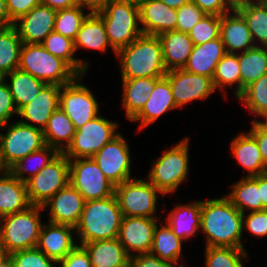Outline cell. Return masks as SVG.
<instances>
[{"mask_svg":"<svg viewBox=\"0 0 267 267\" xmlns=\"http://www.w3.org/2000/svg\"><path fill=\"white\" fill-rule=\"evenodd\" d=\"M242 225L243 214L226 196L201 201L200 229L206 233V247L245 249Z\"/></svg>","mask_w":267,"mask_h":267,"instance_id":"1","label":"cell"},{"mask_svg":"<svg viewBox=\"0 0 267 267\" xmlns=\"http://www.w3.org/2000/svg\"><path fill=\"white\" fill-rule=\"evenodd\" d=\"M121 64V78L165 77L162 43L158 36L141 34L116 52Z\"/></svg>","mask_w":267,"mask_h":267,"instance_id":"2","label":"cell"},{"mask_svg":"<svg viewBox=\"0 0 267 267\" xmlns=\"http://www.w3.org/2000/svg\"><path fill=\"white\" fill-rule=\"evenodd\" d=\"M123 215L114 195L86 201L75 227L81 246L84 243L118 238Z\"/></svg>","mask_w":267,"mask_h":267,"instance_id":"3","label":"cell"},{"mask_svg":"<svg viewBox=\"0 0 267 267\" xmlns=\"http://www.w3.org/2000/svg\"><path fill=\"white\" fill-rule=\"evenodd\" d=\"M97 14L104 22L107 37L114 53L143 34L141 27H138L140 12L137 4L123 0H110L104 9Z\"/></svg>","mask_w":267,"mask_h":267,"instance_id":"4","label":"cell"},{"mask_svg":"<svg viewBox=\"0 0 267 267\" xmlns=\"http://www.w3.org/2000/svg\"><path fill=\"white\" fill-rule=\"evenodd\" d=\"M43 206L31 205L26 210L0 218V244L11 254L18 250L36 248L43 224Z\"/></svg>","mask_w":267,"mask_h":267,"instance_id":"5","label":"cell"},{"mask_svg":"<svg viewBox=\"0 0 267 267\" xmlns=\"http://www.w3.org/2000/svg\"><path fill=\"white\" fill-rule=\"evenodd\" d=\"M18 69L47 84L60 86L78 76L65 61L49 53L41 44L22 43Z\"/></svg>","mask_w":267,"mask_h":267,"instance_id":"6","label":"cell"},{"mask_svg":"<svg viewBox=\"0 0 267 267\" xmlns=\"http://www.w3.org/2000/svg\"><path fill=\"white\" fill-rule=\"evenodd\" d=\"M189 139L184 138L170 150L162 153L157 161H152L153 166L146 178L161 193L175 192L179 185L187 178L189 171ZM164 194V195H163Z\"/></svg>","mask_w":267,"mask_h":267,"instance_id":"7","label":"cell"},{"mask_svg":"<svg viewBox=\"0 0 267 267\" xmlns=\"http://www.w3.org/2000/svg\"><path fill=\"white\" fill-rule=\"evenodd\" d=\"M69 175V158L59 153L40 172L26 181L30 204L43 206L69 184Z\"/></svg>","mask_w":267,"mask_h":267,"instance_id":"8","label":"cell"},{"mask_svg":"<svg viewBox=\"0 0 267 267\" xmlns=\"http://www.w3.org/2000/svg\"><path fill=\"white\" fill-rule=\"evenodd\" d=\"M46 146L43 131L20 121L7 127L6 134L0 133V157L8 170L17 161Z\"/></svg>","mask_w":267,"mask_h":267,"instance_id":"9","label":"cell"},{"mask_svg":"<svg viewBox=\"0 0 267 267\" xmlns=\"http://www.w3.org/2000/svg\"><path fill=\"white\" fill-rule=\"evenodd\" d=\"M117 127L116 122L98 115L76 130L71 144L63 154L69 159L92 157L120 134L116 133Z\"/></svg>","mask_w":267,"mask_h":267,"instance_id":"10","label":"cell"},{"mask_svg":"<svg viewBox=\"0 0 267 267\" xmlns=\"http://www.w3.org/2000/svg\"><path fill=\"white\" fill-rule=\"evenodd\" d=\"M157 193L162 194L150 181L129 179L115 187V196L124 217H155Z\"/></svg>","mask_w":267,"mask_h":267,"instance_id":"11","label":"cell"},{"mask_svg":"<svg viewBox=\"0 0 267 267\" xmlns=\"http://www.w3.org/2000/svg\"><path fill=\"white\" fill-rule=\"evenodd\" d=\"M69 183L85 201L108 198L114 195L115 186L106 178L92 157L69 159Z\"/></svg>","mask_w":267,"mask_h":267,"instance_id":"12","label":"cell"},{"mask_svg":"<svg viewBox=\"0 0 267 267\" xmlns=\"http://www.w3.org/2000/svg\"><path fill=\"white\" fill-rule=\"evenodd\" d=\"M81 75L61 86L59 107L67 114L75 129L98 116V103L87 86L79 83Z\"/></svg>","mask_w":267,"mask_h":267,"instance_id":"13","label":"cell"},{"mask_svg":"<svg viewBox=\"0 0 267 267\" xmlns=\"http://www.w3.org/2000/svg\"><path fill=\"white\" fill-rule=\"evenodd\" d=\"M92 158L115 187L131 179L129 146L121 134L105 144Z\"/></svg>","mask_w":267,"mask_h":267,"instance_id":"14","label":"cell"},{"mask_svg":"<svg viewBox=\"0 0 267 267\" xmlns=\"http://www.w3.org/2000/svg\"><path fill=\"white\" fill-rule=\"evenodd\" d=\"M165 77L170 82L177 108L193 100H204L216 89L212 78L190 73L185 69L167 71Z\"/></svg>","mask_w":267,"mask_h":267,"instance_id":"15","label":"cell"},{"mask_svg":"<svg viewBox=\"0 0 267 267\" xmlns=\"http://www.w3.org/2000/svg\"><path fill=\"white\" fill-rule=\"evenodd\" d=\"M157 220L158 218L123 216L118 240L130 256L132 251L136 254L150 253Z\"/></svg>","mask_w":267,"mask_h":267,"instance_id":"16","label":"cell"},{"mask_svg":"<svg viewBox=\"0 0 267 267\" xmlns=\"http://www.w3.org/2000/svg\"><path fill=\"white\" fill-rule=\"evenodd\" d=\"M56 13L50 7L40 4L19 17L13 26L22 43L41 44L54 29Z\"/></svg>","mask_w":267,"mask_h":267,"instance_id":"17","label":"cell"},{"mask_svg":"<svg viewBox=\"0 0 267 267\" xmlns=\"http://www.w3.org/2000/svg\"><path fill=\"white\" fill-rule=\"evenodd\" d=\"M85 202L83 196L69 183L47 201L43 208L50 206L49 222L76 227Z\"/></svg>","mask_w":267,"mask_h":267,"instance_id":"18","label":"cell"},{"mask_svg":"<svg viewBox=\"0 0 267 267\" xmlns=\"http://www.w3.org/2000/svg\"><path fill=\"white\" fill-rule=\"evenodd\" d=\"M61 86L56 84H47L39 94L29 103L18 110L19 116L24 119L19 120L21 123L38 127L42 131L53 112L59 107V92ZM31 122V123H30ZM32 123L38 124L32 125Z\"/></svg>","mask_w":267,"mask_h":267,"instance_id":"19","label":"cell"},{"mask_svg":"<svg viewBox=\"0 0 267 267\" xmlns=\"http://www.w3.org/2000/svg\"><path fill=\"white\" fill-rule=\"evenodd\" d=\"M73 230V226L49 222L41 228L37 248L58 263L78 246L73 240Z\"/></svg>","mask_w":267,"mask_h":267,"instance_id":"20","label":"cell"},{"mask_svg":"<svg viewBox=\"0 0 267 267\" xmlns=\"http://www.w3.org/2000/svg\"><path fill=\"white\" fill-rule=\"evenodd\" d=\"M143 34L156 35L177 30V10L159 0H146L139 5Z\"/></svg>","mask_w":267,"mask_h":267,"instance_id":"21","label":"cell"},{"mask_svg":"<svg viewBox=\"0 0 267 267\" xmlns=\"http://www.w3.org/2000/svg\"><path fill=\"white\" fill-rule=\"evenodd\" d=\"M231 12L221 16L220 38L225 47L226 53L235 54L236 51L245 52L255 46L252 34L244 17L234 8Z\"/></svg>","mask_w":267,"mask_h":267,"instance_id":"22","label":"cell"},{"mask_svg":"<svg viewBox=\"0 0 267 267\" xmlns=\"http://www.w3.org/2000/svg\"><path fill=\"white\" fill-rule=\"evenodd\" d=\"M225 54L226 50L220 37L204 44L194 45L183 69L213 78L216 66Z\"/></svg>","mask_w":267,"mask_h":267,"instance_id":"23","label":"cell"},{"mask_svg":"<svg viewBox=\"0 0 267 267\" xmlns=\"http://www.w3.org/2000/svg\"><path fill=\"white\" fill-rule=\"evenodd\" d=\"M176 108L170 82L163 77L155 84L142 110L131 121H140L139 128L142 129L155 122L165 112Z\"/></svg>","mask_w":267,"mask_h":267,"instance_id":"24","label":"cell"},{"mask_svg":"<svg viewBox=\"0 0 267 267\" xmlns=\"http://www.w3.org/2000/svg\"><path fill=\"white\" fill-rule=\"evenodd\" d=\"M81 246L88 253L92 267H129L131 256L118 238L84 243Z\"/></svg>","mask_w":267,"mask_h":267,"instance_id":"25","label":"cell"},{"mask_svg":"<svg viewBox=\"0 0 267 267\" xmlns=\"http://www.w3.org/2000/svg\"><path fill=\"white\" fill-rule=\"evenodd\" d=\"M158 37L162 43L163 60L167 71L183 69L194 46L189 34L173 30L164 32Z\"/></svg>","mask_w":267,"mask_h":267,"instance_id":"26","label":"cell"},{"mask_svg":"<svg viewBox=\"0 0 267 267\" xmlns=\"http://www.w3.org/2000/svg\"><path fill=\"white\" fill-rule=\"evenodd\" d=\"M0 175V218L21 212L31 206L26 182L14 177L8 170Z\"/></svg>","mask_w":267,"mask_h":267,"instance_id":"27","label":"cell"},{"mask_svg":"<svg viewBox=\"0 0 267 267\" xmlns=\"http://www.w3.org/2000/svg\"><path fill=\"white\" fill-rule=\"evenodd\" d=\"M163 77H140L122 79V106L126 110V118L130 121L142 110L149 99L155 84Z\"/></svg>","mask_w":267,"mask_h":267,"instance_id":"28","label":"cell"},{"mask_svg":"<svg viewBox=\"0 0 267 267\" xmlns=\"http://www.w3.org/2000/svg\"><path fill=\"white\" fill-rule=\"evenodd\" d=\"M171 210L164 221L173 233L183 241L196 235L200 229L201 201L179 205Z\"/></svg>","mask_w":267,"mask_h":267,"instance_id":"29","label":"cell"},{"mask_svg":"<svg viewBox=\"0 0 267 267\" xmlns=\"http://www.w3.org/2000/svg\"><path fill=\"white\" fill-rule=\"evenodd\" d=\"M233 156L247 171L246 177L267 172L255 138L250 133H241L231 142Z\"/></svg>","mask_w":267,"mask_h":267,"instance_id":"30","label":"cell"},{"mask_svg":"<svg viewBox=\"0 0 267 267\" xmlns=\"http://www.w3.org/2000/svg\"><path fill=\"white\" fill-rule=\"evenodd\" d=\"M75 132L76 129L70 118L61 107H58L49 118L43 135L46 145L63 153L71 144Z\"/></svg>","mask_w":267,"mask_h":267,"instance_id":"31","label":"cell"},{"mask_svg":"<svg viewBox=\"0 0 267 267\" xmlns=\"http://www.w3.org/2000/svg\"><path fill=\"white\" fill-rule=\"evenodd\" d=\"M109 45L111 46L102 18L97 13H90L74 40L75 51L81 47L105 53Z\"/></svg>","mask_w":267,"mask_h":267,"instance_id":"32","label":"cell"},{"mask_svg":"<svg viewBox=\"0 0 267 267\" xmlns=\"http://www.w3.org/2000/svg\"><path fill=\"white\" fill-rule=\"evenodd\" d=\"M230 202L242 213L263 210V202L260 199L259 175L242 178L233 184L232 191L225 195Z\"/></svg>","mask_w":267,"mask_h":267,"instance_id":"33","label":"cell"},{"mask_svg":"<svg viewBox=\"0 0 267 267\" xmlns=\"http://www.w3.org/2000/svg\"><path fill=\"white\" fill-rule=\"evenodd\" d=\"M8 76L11 81L10 83L7 82V84L17 110L32 101L47 85L44 81L20 69L13 70L6 75V77Z\"/></svg>","mask_w":267,"mask_h":267,"instance_id":"34","label":"cell"},{"mask_svg":"<svg viewBox=\"0 0 267 267\" xmlns=\"http://www.w3.org/2000/svg\"><path fill=\"white\" fill-rule=\"evenodd\" d=\"M241 75V94L251 83L267 73V47L255 46L237 53Z\"/></svg>","mask_w":267,"mask_h":267,"instance_id":"35","label":"cell"},{"mask_svg":"<svg viewBox=\"0 0 267 267\" xmlns=\"http://www.w3.org/2000/svg\"><path fill=\"white\" fill-rule=\"evenodd\" d=\"M235 9L247 22L254 43L258 40L263 47H267V0L249 1Z\"/></svg>","mask_w":267,"mask_h":267,"instance_id":"36","label":"cell"},{"mask_svg":"<svg viewBox=\"0 0 267 267\" xmlns=\"http://www.w3.org/2000/svg\"><path fill=\"white\" fill-rule=\"evenodd\" d=\"M182 241L173 233L167 223L160 229L156 224L150 253L172 265L177 264L182 254Z\"/></svg>","mask_w":267,"mask_h":267,"instance_id":"37","label":"cell"},{"mask_svg":"<svg viewBox=\"0 0 267 267\" xmlns=\"http://www.w3.org/2000/svg\"><path fill=\"white\" fill-rule=\"evenodd\" d=\"M41 45L52 55L65 61L78 75L86 73L88 64L74 58V40L52 31L41 43Z\"/></svg>","mask_w":267,"mask_h":267,"instance_id":"38","label":"cell"},{"mask_svg":"<svg viewBox=\"0 0 267 267\" xmlns=\"http://www.w3.org/2000/svg\"><path fill=\"white\" fill-rule=\"evenodd\" d=\"M58 154L59 152L55 148H52L51 146L46 145L42 149L35 151L33 153H30L27 156H25L23 159L17 161L14 165H12L8 169V171L14 177L18 178L20 181L26 182L29 178H31L32 176L40 172ZM29 161L31 162L30 165L34 161L35 162L33 163L32 166H29L26 164ZM25 173H28L30 175H27V177H25Z\"/></svg>","mask_w":267,"mask_h":267,"instance_id":"39","label":"cell"},{"mask_svg":"<svg viewBox=\"0 0 267 267\" xmlns=\"http://www.w3.org/2000/svg\"><path fill=\"white\" fill-rule=\"evenodd\" d=\"M22 41L14 26L0 34V70L6 75L19 67Z\"/></svg>","mask_w":267,"mask_h":267,"instance_id":"40","label":"cell"},{"mask_svg":"<svg viewBox=\"0 0 267 267\" xmlns=\"http://www.w3.org/2000/svg\"><path fill=\"white\" fill-rule=\"evenodd\" d=\"M215 88L225 89L236 83V98L241 95V75L237 54L226 53L218 62L213 76Z\"/></svg>","mask_w":267,"mask_h":267,"instance_id":"41","label":"cell"},{"mask_svg":"<svg viewBox=\"0 0 267 267\" xmlns=\"http://www.w3.org/2000/svg\"><path fill=\"white\" fill-rule=\"evenodd\" d=\"M237 99L256 116L267 115V73L248 85Z\"/></svg>","mask_w":267,"mask_h":267,"instance_id":"42","label":"cell"},{"mask_svg":"<svg viewBox=\"0 0 267 267\" xmlns=\"http://www.w3.org/2000/svg\"><path fill=\"white\" fill-rule=\"evenodd\" d=\"M82 10L84 9L78 4L72 8L57 11L53 31L75 40L80 27L90 14L89 12L84 15Z\"/></svg>","mask_w":267,"mask_h":267,"instance_id":"43","label":"cell"},{"mask_svg":"<svg viewBox=\"0 0 267 267\" xmlns=\"http://www.w3.org/2000/svg\"><path fill=\"white\" fill-rule=\"evenodd\" d=\"M205 257L206 267H244L242 260L247 252L233 247H206Z\"/></svg>","mask_w":267,"mask_h":267,"instance_id":"44","label":"cell"},{"mask_svg":"<svg viewBox=\"0 0 267 267\" xmlns=\"http://www.w3.org/2000/svg\"><path fill=\"white\" fill-rule=\"evenodd\" d=\"M221 16L205 15L189 32L194 45L204 44L220 37Z\"/></svg>","mask_w":267,"mask_h":267,"instance_id":"45","label":"cell"},{"mask_svg":"<svg viewBox=\"0 0 267 267\" xmlns=\"http://www.w3.org/2000/svg\"><path fill=\"white\" fill-rule=\"evenodd\" d=\"M54 264L57 265L37 247L10 254V267H55Z\"/></svg>","mask_w":267,"mask_h":267,"instance_id":"46","label":"cell"},{"mask_svg":"<svg viewBox=\"0 0 267 267\" xmlns=\"http://www.w3.org/2000/svg\"><path fill=\"white\" fill-rule=\"evenodd\" d=\"M176 10L177 31L187 34L206 15L192 0Z\"/></svg>","mask_w":267,"mask_h":267,"instance_id":"47","label":"cell"},{"mask_svg":"<svg viewBox=\"0 0 267 267\" xmlns=\"http://www.w3.org/2000/svg\"><path fill=\"white\" fill-rule=\"evenodd\" d=\"M243 231L248 230L256 237L267 236V210L250 212L248 215L243 214Z\"/></svg>","mask_w":267,"mask_h":267,"instance_id":"48","label":"cell"},{"mask_svg":"<svg viewBox=\"0 0 267 267\" xmlns=\"http://www.w3.org/2000/svg\"><path fill=\"white\" fill-rule=\"evenodd\" d=\"M13 114H18L8 84L0 85V130L7 127Z\"/></svg>","mask_w":267,"mask_h":267,"instance_id":"49","label":"cell"},{"mask_svg":"<svg viewBox=\"0 0 267 267\" xmlns=\"http://www.w3.org/2000/svg\"><path fill=\"white\" fill-rule=\"evenodd\" d=\"M57 264H60L61 267H92L88 253L80 245L70 251Z\"/></svg>","mask_w":267,"mask_h":267,"instance_id":"50","label":"cell"},{"mask_svg":"<svg viewBox=\"0 0 267 267\" xmlns=\"http://www.w3.org/2000/svg\"><path fill=\"white\" fill-rule=\"evenodd\" d=\"M206 15L222 16L234 7L228 0H192ZM231 10V11H230Z\"/></svg>","mask_w":267,"mask_h":267,"instance_id":"51","label":"cell"},{"mask_svg":"<svg viewBox=\"0 0 267 267\" xmlns=\"http://www.w3.org/2000/svg\"><path fill=\"white\" fill-rule=\"evenodd\" d=\"M129 267H184L182 264L174 266L163 261L151 253L133 254L130 257Z\"/></svg>","mask_w":267,"mask_h":267,"instance_id":"52","label":"cell"},{"mask_svg":"<svg viewBox=\"0 0 267 267\" xmlns=\"http://www.w3.org/2000/svg\"><path fill=\"white\" fill-rule=\"evenodd\" d=\"M10 19L15 22L19 17L27 14L35 6L41 4V0H6Z\"/></svg>","mask_w":267,"mask_h":267,"instance_id":"53","label":"cell"},{"mask_svg":"<svg viewBox=\"0 0 267 267\" xmlns=\"http://www.w3.org/2000/svg\"><path fill=\"white\" fill-rule=\"evenodd\" d=\"M249 133L255 138L261 153L264 166L267 169V133L264 132L255 122L252 121V128Z\"/></svg>","mask_w":267,"mask_h":267,"instance_id":"54","label":"cell"},{"mask_svg":"<svg viewBox=\"0 0 267 267\" xmlns=\"http://www.w3.org/2000/svg\"><path fill=\"white\" fill-rule=\"evenodd\" d=\"M41 4L55 11L72 8L78 5L77 0H41Z\"/></svg>","mask_w":267,"mask_h":267,"instance_id":"55","label":"cell"},{"mask_svg":"<svg viewBox=\"0 0 267 267\" xmlns=\"http://www.w3.org/2000/svg\"><path fill=\"white\" fill-rule=\"evenodd\" d=\"M110 0H77L78 4L84 9H89L90 13H97L104 9Z\"/></svg>","mask_w":267,"mask_h":267,"instance_id":"56","label":"cell"},{"mask_svg":"<svg viewBox=\"0 0 267 267\" xmlns=\"http://www.w3.org/2000/svg\"><path fill=\"white\" fill-rule=\"evenodd\" d=\"M260 199L263 202V210H267V172L259 175Z\"/></svg>","mask_w":267,"mask_h":267,"instance_id":"57","label":"cell"},{"mask_svg":"<svg viewBox=\"0 0 267 267\" xmlns=\"http://www.w3.org/2000/svg\"><path fill=\"white\" fill-rule=\"evenodd\" d=\"M0 23L6 27L13 26L14 22L10 19L6 0H0Z\"/></svg>","mask_w":267,"mask_h":267,"instance_id":"58","label":"cell"},{"mask_svg":"<svg viewBox=\"0 0 267 267\" xmlns=\"http://www.w3.org/2000/svg\"><path fill=\"white\" fill-rule=\"evenodd\" d=\"M0 267H10V253L0 244Z\"/></svg>","mask_w":267,"mask_h":267,"instance_id":"59","label":"cell"},{"mask_svg":"<svg viewBox=\"0 0 267 267\" xmlns=\"http://www.w3.org/2000/svg\"><path fill=\"white\" fill-rule=\"evenodd\" d=\"M171 8L178 9L191 0H159Z\"/></svg>","mask_w":267,"mask_h":267,"instance_id":"60","label":"cell"},{"mask_svg":"<svg viewBox=\"0 0 267 267\" xmlns=\"http://www.w3.org/2000/svg\"><path fill=\"white\" fill-rule=\"evenodd\" d=\"M265 118V121H258V120H253L264 132L267 133V115L263 116Z\"/></svg>","mask_w":267,"mask_h":267,"instance_id":"61","label":"cell"},{"mask_svg":"<svg viewBox=\"0 0 267 267\" xmlns=\"http://www.w3.org/2000/svg\"><path fill=\"white\" fill-rule=\"evenodd\" d=\"M249 1H253V0H228V2L235 8L238 5H241L243 3H247Z\"/></svg>","mask_w":267,"mask_h":267,"instance_id":"62","label":"cell"},{"mask_svg":"<svg viewBox=\"0 0 267 267\" xmlns=\"http://www.w3.org/2000/svg\"><path fill=\"white\" fill-rule=\"evenodd\" d=\"M5 78H6V74L0 70V85H2L4 82H6Z\"/></svg>","mask_w":267,"mask_h":267,"instance_id":"63","label":"cell"},{"mask_svg":"<svg viewBox=\"0 0 267 267\" xmlns=\"http://www.w3.org/2000/svg\"><path fill=\"white\" fill-rule=\"evenodd\" d=\"M123 1H127V2H131L137 5H140L142 2L146 1V0H123Z\"/></svg>","mask_w":267,"mask_h":267,"instance_id":"64","label":"cell"},{"mask_svg":"<svg viewBox=\"0 0 267 267\" xmlns=\"http://www.w3.org/2000/svg\"><path fill=\"white\" fill-rule=\"evenodd\" d=\"M7 171V169L4 167L2 161H1V157H0V172L5 173Z\"/></svg>","mask_w":267,"mask_h":267,"instance_id":"65","label":"cell"},{"mask_svg":"<svg viewBox=\"0 0 267 267\" xmlns=\"http://www.w3.org/2000/svg\"><path fill=\"white\" fill-rule=\"evenodd\" d=\"M6 28H7V27H6L4 24L0 23V34H1Z\"/></svg>","mask_w":267,"mask_h":267,"instance_id":"66","label":"cell"}]
</instances>
